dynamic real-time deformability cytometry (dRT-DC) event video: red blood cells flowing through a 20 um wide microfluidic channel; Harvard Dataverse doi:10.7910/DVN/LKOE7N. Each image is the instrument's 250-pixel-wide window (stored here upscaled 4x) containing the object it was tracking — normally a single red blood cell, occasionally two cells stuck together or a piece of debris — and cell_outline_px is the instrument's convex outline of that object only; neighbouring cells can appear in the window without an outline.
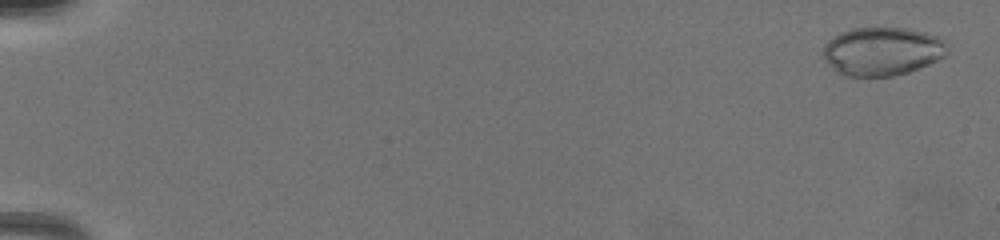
{"species": "common noctule bat (a hibernating species)", "species_latin": "Nyctalus noctula", "temperature_condition": "warm", "stored_images_in_passage": 24, "camera_frame_rate_fps": 3000, "um_per_image_px": 0.085, "animal": {"sex": "female", "body_mass_g": 19.5, "forearm_length_mm": 54.1}, "frame": {"image": 1, "passage_image": 1, "time_ms": 0.0, "image_size_px": [1000, 240], "cell_outline_px": [[948, 52], [944, 56], [928, 64], [908, 72], [892, 76], [848, 76], [840, 72], [824, 56], [824, 48], [828, 40], [840, 32], [852, 28], [908, 28], [940, 36], [948, 40]], "centroid_in_image_um": [75.08, 4.33], "position_along_channel_um": 9.9, "area_um2": 34.8}}
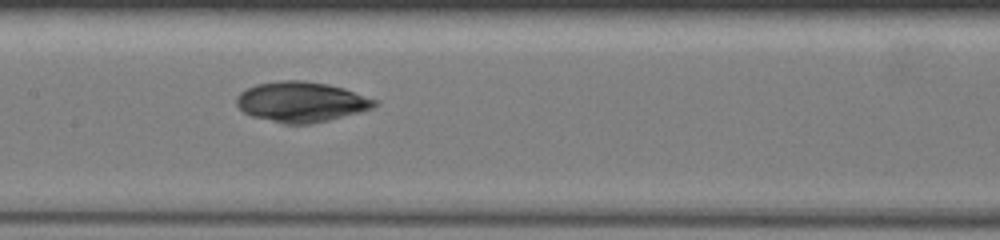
{"frame": {"image": 2, "passage_image": 13, "time_ms": 9.0, "image_size_px": [1000, 240], "cell_outline_px": [[380, 104], [372, 108], [360, 112], [312, 124], [284, 124], [252, 116], [244, 112], [236, 104], [236, 96], [240, 92], [256, 84], [280, 80], [304, 80], [328, 84], [344, 88], [380, 100]], "centroid_in_image_um": [25.64, 8.65], "position_along_channel_um": 181.8, "area_um2": 32.66}}
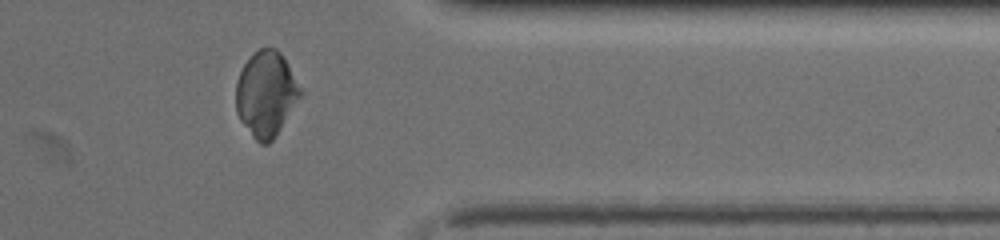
{"frame": {"image": 3, "passage_image": 20, "time_ms": 14.333, "image_size_px": [1000, 240], "cell_outline_px": [[304, 92], [276, 136], [268, 144], [260, 144], [252, 136], [240, 120], [236, 112], [236, 80], [244, 64], [252, 52], [260, 48], [276, 48], [280, 52]], "centroid_in_image_um": [22.61, 7.98], "position_along_channel_um": 388.8, "area_um2": 32.14}}